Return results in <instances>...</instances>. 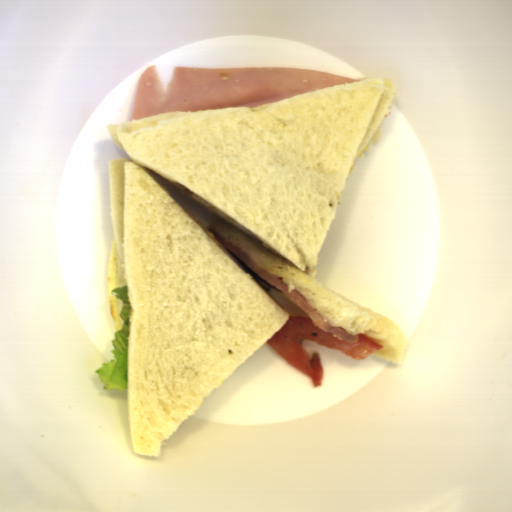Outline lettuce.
Listing matches in <instances>:
<instances>
[{
    "mask_svg": "<svg viewBox=\"0 0 512 512\" xmlns=\"http://www.w3.org/2000/svg\"><path fill=\"white\" fill-rule=\"evenodd\" d=\"M112 295L122 300V307L119 317L124 323L121 331L114 332V340H111L114 349H111L113 358L108 363H102L101 367L96 369V373L101 382L104 383L103 390L118 389L119 391L128 390V343L131 330L130 318L135 309L132 308L128 286L115 287L111 290Z\"/></svg>",
    "mask_w": 512,
    "mask_h": 512,
    "instance_id": "lettuce-1",
    "label": "lettuce"
}]
</instances>
